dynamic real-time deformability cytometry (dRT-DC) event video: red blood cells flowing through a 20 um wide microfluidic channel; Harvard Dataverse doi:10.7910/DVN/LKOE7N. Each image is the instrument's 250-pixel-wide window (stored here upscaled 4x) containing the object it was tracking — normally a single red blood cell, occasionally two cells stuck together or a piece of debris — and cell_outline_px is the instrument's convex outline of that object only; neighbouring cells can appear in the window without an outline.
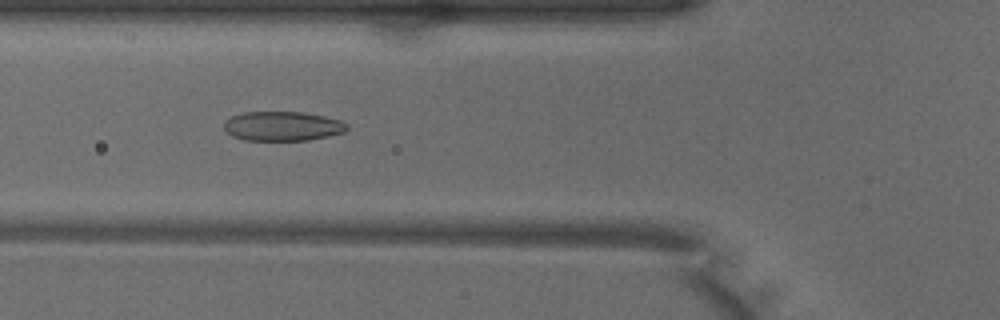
{"species": "common noctule bat (a hibernating species)", "species_latin": "Nyctalus noctula", "temperature_condition": "warm", "stored_images_in_passage": 48, "camera_frame_rate_fps": 3000, "um_per_image_px": 0.085, "animal": {"sex": "male", "body_mass_g": 18.8}, "frame": {"image": 1, "passage_image": 16, "time_ms": 5.0, "image_size_px": [1000, 320], "cell_outline_px": [[348, 128], [344, 132], [328, 136], [308, 140], [244, 140], [232, 136], [224, 128], [224, 120], [232, 116], [244, 112], [304, 112], [324, 116], [340, 120], [348, 124]], "centroid_in_image_um": [24.01, 10.72], "position_along_channel_um": 101.8, "area_um2": 21.1}}
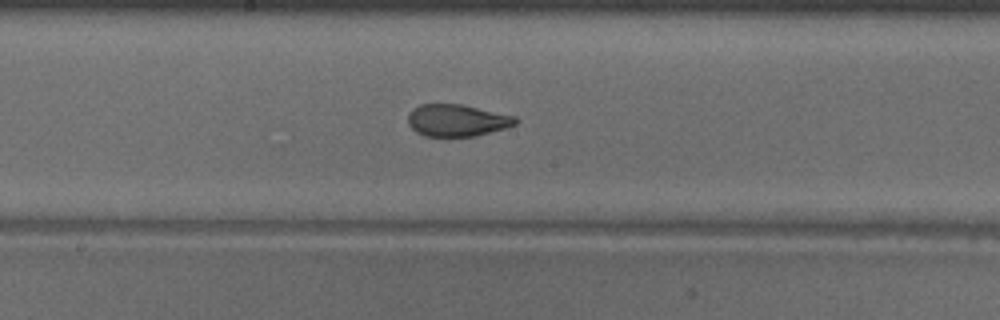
{"frame": {"image": 2, "passage_image": 24, "time_ms": 7.667, "image_size_px": [1000, 320], "cell_outline_px": [[520, 120], [516, 124], [504, 128], [476, 136], [424, 136], [416, 132], [408, 124], [408, 112], [412, 108], [420, 104], [460, 104], [516, 116]], "centroid_in_image_um": [38.83, 10.22], "position_along_channel_um": 209.4, "area_um2": 20.11}}
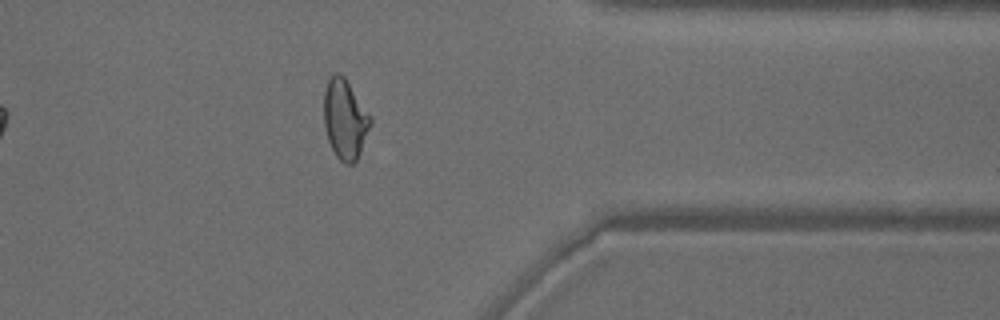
{"frame": {"image": 3, "passage_image": 38, "time_ms": 12.333, "image_size_px": [1000, 320], "cell_outline_px": [[372, 124], [360, 152], [356, 160], [352, 164], [344, 164], [336, 156], [328, 140], [324, 124], [324, 92], [328, 80], [336, 72], [344, 76], [372, 116]], "centroid_in_image_um": [29.34, 10.13], "position_along_channel_um": 382.1, "area_um2": 21.68}, "authors_computed_cell_mechanics": {"area_um2": 22.1663, "velocity_mm_per_s": 4.0194, "shape_relaxation_time_tau1_ms": 7.1212, "shape_relaxation_time_tau2_ms": 1.2539, "deformation_change_tau1": 0.1962, "deformation_change_tau2": 0.0741}}